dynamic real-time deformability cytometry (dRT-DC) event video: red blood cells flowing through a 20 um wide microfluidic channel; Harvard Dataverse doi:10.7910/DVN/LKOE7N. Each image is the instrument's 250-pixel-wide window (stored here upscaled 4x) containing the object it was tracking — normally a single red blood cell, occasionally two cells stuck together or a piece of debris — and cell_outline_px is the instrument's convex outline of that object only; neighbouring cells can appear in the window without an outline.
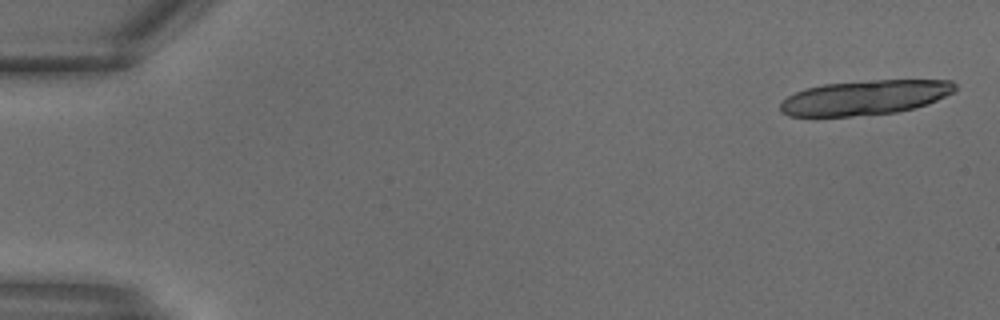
{"species": "common noctule bat (a hibernating species)", "species_latin": "Nyctalus noctula", "temperature_condition": "warm", "stored_images_in_passage": 11, "camera_frame_rate_fps": 3000, "um_per_image_px": 0.085, "animal": {"sex": "male", "body_mass_g": 18.8}, "frame": {"image": 1, "passage_image": 1, "time_ms": 0.0, "image_size_px": [1000, 320], "cell_outline_px": [[956, 92], [928, 104], [896, 112], [852, 116], [788, 116], [780, 112], [780, 104], [788, 96], [796, 92], [808, 88], [824, 84], [876, 80], [952, 80], [956, 84]], "centroid_in_image_um": [73.56, 8.29], "position_along_channel_um": 11.4, "area_um2": 35.2}}